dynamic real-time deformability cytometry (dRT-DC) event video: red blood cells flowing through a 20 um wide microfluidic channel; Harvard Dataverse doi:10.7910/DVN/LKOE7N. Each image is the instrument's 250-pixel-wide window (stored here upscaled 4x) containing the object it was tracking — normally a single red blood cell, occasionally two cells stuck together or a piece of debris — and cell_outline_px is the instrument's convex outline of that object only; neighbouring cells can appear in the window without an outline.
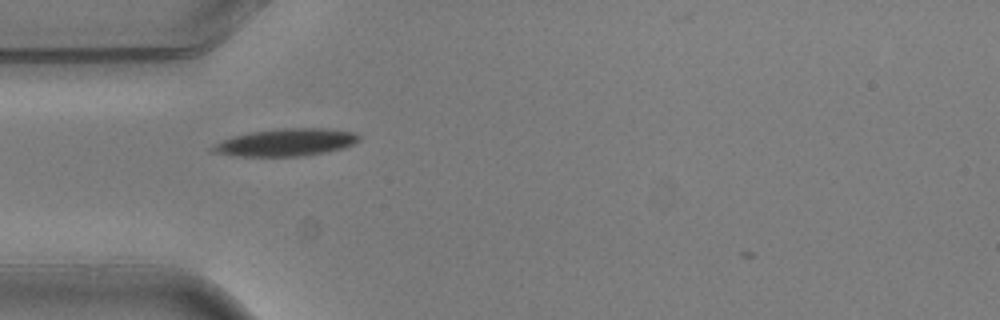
{"species": "common noctule bat (a hibernating species)", "species_latin": "Nyctalus noctula", "temperature_condition": "warm", "stored_images_in_passage": 2, "camera_frame_rate_fps": 3000, "um_per_image_px": 0.085, "animal": {"sex": "male", "body_mass_g": 20.5, "forearm_length_mm": 52.5}, "frame": {"image": 1, "passage_image": 1, "time_ms": 0.0, "image_size_px": [1000, 320], "cell_outline_px": [[360, 140], [344, 148], [304, 156], [236, 156], [208, 152], [208, 148], [232, 136], [252, 132], [276, 128], [328, 128], [352, 132], [360, 136]], "centroid_in_image_um": [24.27, 12.1], "position_along_channel_um": 60.7, "area_um2": 23.47}}
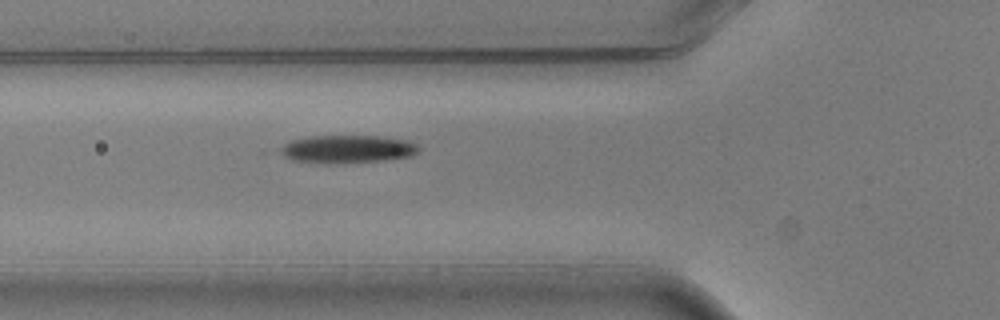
{"frame": {"image": 2, "passage_image": 2, "time_ms": 0.333, "image_size_px": [1000, 320], "cell_outline_px": [[420, 148], [412, 156], [380, 160], [328, 164], [292, 160], [276, 152], [284, 144], [292, 140], [312, 136], [380, 136], [408, 140], [416, 144]], "centroid_in_image_um": [29.49, 12.67], "position_along_channel_um": 96.3, "area_um2": 22.48}}